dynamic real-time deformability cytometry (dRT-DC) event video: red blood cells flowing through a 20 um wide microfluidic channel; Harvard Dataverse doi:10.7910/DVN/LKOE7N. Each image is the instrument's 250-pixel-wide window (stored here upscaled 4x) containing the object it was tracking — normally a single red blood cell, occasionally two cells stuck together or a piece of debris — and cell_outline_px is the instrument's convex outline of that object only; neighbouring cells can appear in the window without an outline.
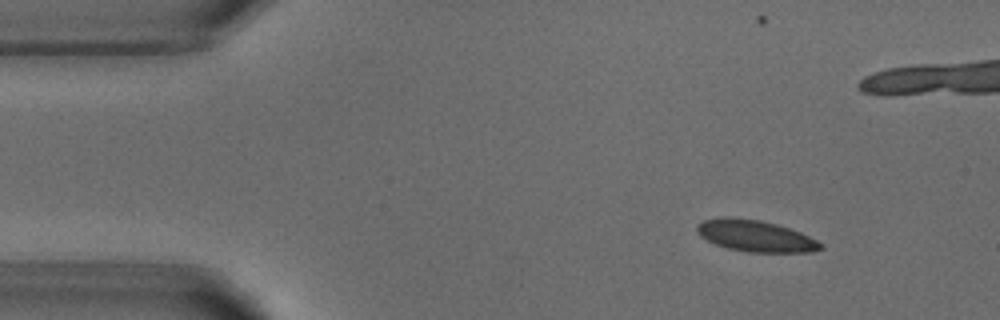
{"species": "common noctule bat (a hibernating species)", "species_latin": "Nyctalus noctula", "temperature_condition": "warm", "stored_images_in_passage": 3, "camera_frame_rate_fps": 3000, "um_per_image_px": 0.085, "animal": {"sex": "male", "body_mass_g": 18.8}, "frame": {"image": 1, "passage_image": 1, "time_ms": 0.0, "image_size_px": [1000, 320], "cell_outline_px": [[824, 248], [812, 252], [748, 252], [728, 248], [716, 244], [700, 236], [696, 232], [696, 224], [704, 220], [724, 216], [732, 216], [760, 220], [776, 224], [800, 232], [824, 244]], "centroid_in_image_um": [64.2, 20.04], "position_along_channel_um": 20.8, "area_um2": 22.77}}